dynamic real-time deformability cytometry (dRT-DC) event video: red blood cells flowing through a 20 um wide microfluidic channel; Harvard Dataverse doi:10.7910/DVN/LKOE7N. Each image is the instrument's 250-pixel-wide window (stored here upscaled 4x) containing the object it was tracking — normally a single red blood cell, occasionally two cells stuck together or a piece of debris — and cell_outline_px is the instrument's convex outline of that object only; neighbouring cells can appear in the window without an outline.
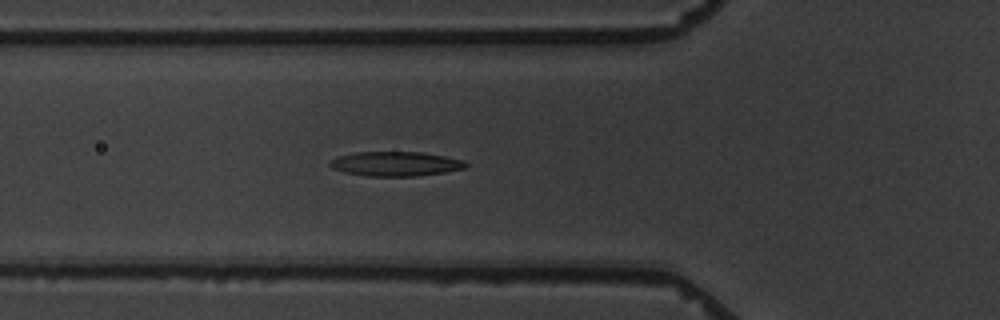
{"species": "common noctule bat (a hibernating species)", "species_latin": "Nyctalus noctula", "temperature_condition": "warm", "stored_images_in_passage": 5, "camera_frame_rate_fps": 3000, "um_per_image_px": 0.085, "animal": {"sex": "male", "body_mass_g": 19.5, "forearm_length_mm": 54.6}, "frame": {"image": 1, "passage_image": 5, "time_ms": 4.333, "image_size_px": [1000, 320], "cell_outline_px": [[468, 164], [464, 168], [444, 172], [416, 176], [368, 176], [344, 172], [332, 168], [328, 164], [332, 160], [340, 156], [352, 152], [424, 152], [464, 160]], "centroid_in_image_um": [33.62, 13.92], "position_along_channel_um": 92.2, "area_um2": 19.31}}